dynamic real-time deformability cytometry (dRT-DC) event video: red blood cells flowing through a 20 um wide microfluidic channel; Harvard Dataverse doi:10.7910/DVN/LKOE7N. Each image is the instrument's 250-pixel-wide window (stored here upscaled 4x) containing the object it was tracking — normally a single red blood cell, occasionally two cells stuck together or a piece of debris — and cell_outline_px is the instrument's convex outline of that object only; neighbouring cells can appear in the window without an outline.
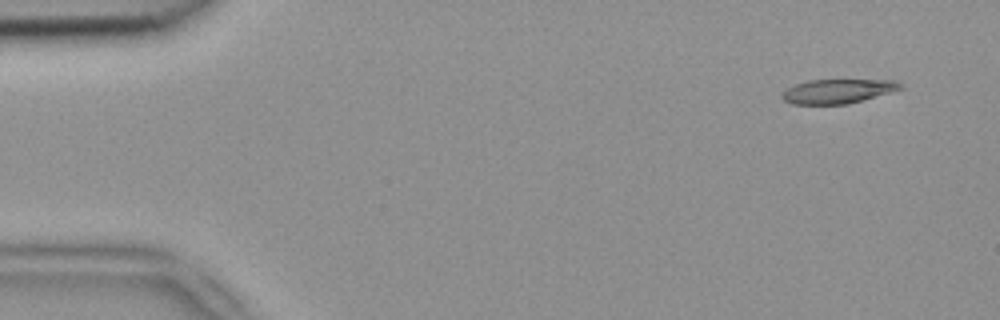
{"species": "common noctule bat (a hibernating species)", "species_latin": "Nyctalus noctula", "temperature_condition": "room temperature", "stored_images_in_passage": 5, "camera_frame_rate_fps": 3000, "um_per_image_px": 0.085, "animal": {"sex": "female", "body_mass_g": 18.4}, "frame": {"image": 1, "passage_image": 1, "time_ms": 0.0, "image_size_px": [1000, 320], "cell_outline_px": [[904, 88], [848, 104], [792, 104], [784, 100], [780, 96], [788, 88], [796, 84], [808, 80], [896, 80], [904, 84]], "centroid_in_image_um": [71.24, 7.75], "position_along_channel_um": 13.8, "area_um2": 16.65}}
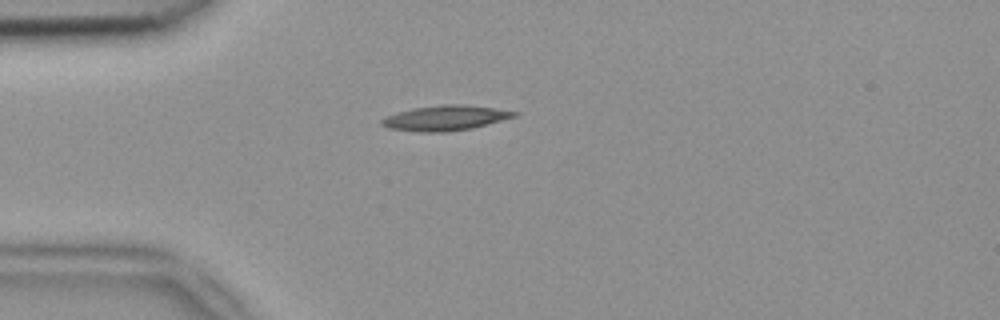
{"frame": {"image": 2, "passage_image": 4, "time_ms": 1.0, "image_size_px": [1000, 320], "cell_outline_px": [[520, 112], [516, 116], [472, 128], [444, 132], [420, 132], [388, 128], [380, 124], [380, 120], [388, 116], [412, 108], [444, 104], [460, 104], [492, 108]], "centroid_in_image_um": [37.83, 10.03], "position_along_channel_um": 47.2, "area_um2": 19.07}}